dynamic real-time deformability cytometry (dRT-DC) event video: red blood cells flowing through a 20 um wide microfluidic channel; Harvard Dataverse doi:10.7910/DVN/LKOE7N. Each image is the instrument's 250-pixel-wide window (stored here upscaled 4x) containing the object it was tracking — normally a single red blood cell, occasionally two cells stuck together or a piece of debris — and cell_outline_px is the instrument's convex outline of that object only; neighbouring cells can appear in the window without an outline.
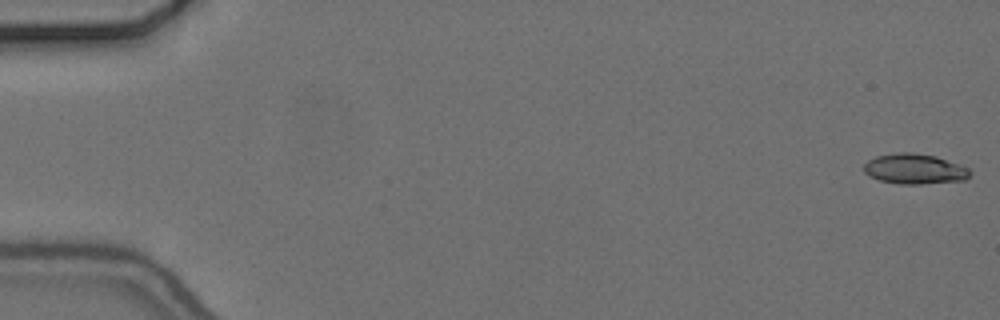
{"species": "common noctule bat (a hibernating species)", "species_latin": "Nyctalus noctula", "temperature_condition": "cold", "stored_images_in_passage": 56, "camera_frame_rate_fps": 3000, "um_per_image_px": 0.085, "animal": {"sex": "female", "body_mass_g": 24.6, "forearm_length_mm": 56.2}, "frame": {"image": 1, "passage_image": 1, "time_ms": 0.0, "image_size_px": [1000, 320], "cell_outline_px": [[972, 172], [964, 180], [920, 184], [900, 184], [880, 180], [868, 176], [864, 172], [864, 164], [868, 160], [876, 156], [896, 152], [912, 152], [936, 156], [960, 164], [968, 168]], "centroid_in_image_um": [77.73, 14.35], "position_along_channel_um": 7.3, "area_um2": 18.79}}
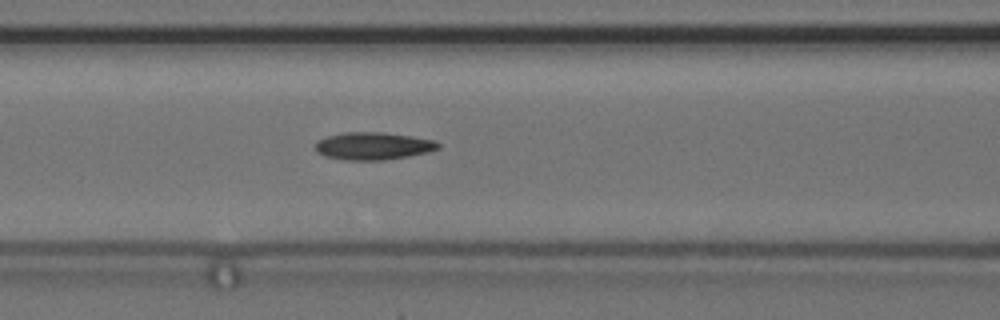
{"frame": {"image": 2, "passage_image": 24, "time_ms": 7.667, "image_size_px": [1000, 320], "cell_outline_px": [[440, 148], [428, 152], [408, 156], [384, 160], [344, 160], [324, 156], [316, 152], [316, 140], [328, 136], [344, 132], [380, 132], [436, 140], [440, 144]], "centroid_in_image_um": [31.7, 12.41], "position_along_channel_um": 134.9, "area_um2": 19.71}}
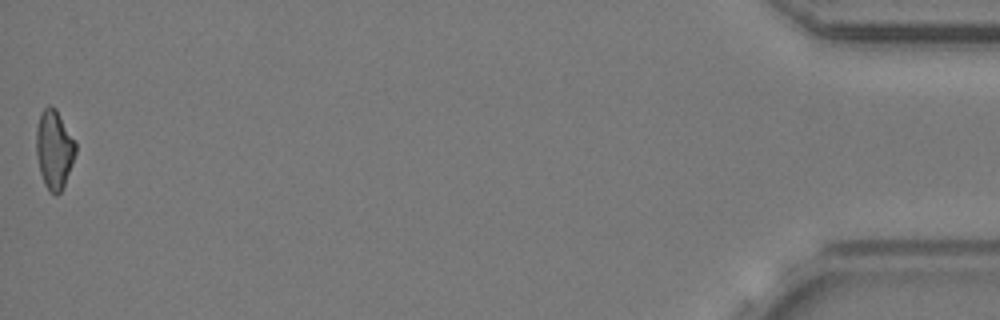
{"frame": {"image": 3, "passage_image": 56, "time_ms": 18.333, "image_size_px": [1000, 320], "cell_outline_px": [[76, 152], [72, 164], [64, 184], [60, 192], [56, 196], [44, 184], [40, 172], [36, 156], [36, 128], [40, 112], [48, 104], [52, 104], [56, 108], [76, 144]], "centroid_in_image_um": [4.58, 12.65], "position_along_channel_um": 430.6, "area_um2": 18.03}, "authors_computed_cell_mechanics": {"area_um2": 18.785, "velocity_mm_per_s": 3.6798, "shape_relaxation_time_tau1_ms": null, "shape_relaxation_time_tau2_ms": 4.1981, "deformation_change_tau1": null, "deformation_change_tau2": 0.1181}}